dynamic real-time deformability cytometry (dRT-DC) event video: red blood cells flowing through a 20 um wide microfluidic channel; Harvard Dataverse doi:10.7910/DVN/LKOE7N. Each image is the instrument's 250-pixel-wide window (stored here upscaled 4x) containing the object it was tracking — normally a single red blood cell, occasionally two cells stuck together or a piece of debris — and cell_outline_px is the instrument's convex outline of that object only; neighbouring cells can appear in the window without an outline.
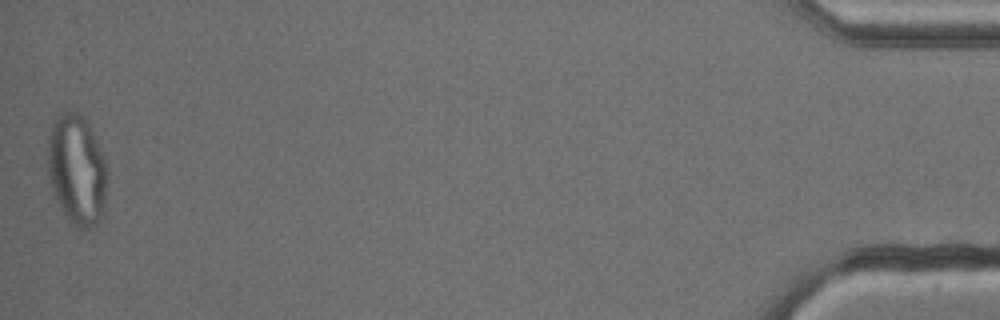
{"species": "common noctule bat (a hibernating species)", "species_latin": "Nyctalus noctula", "temperature_condition": "cold", "stored_images_in_passage": 53, "camera_frame_rate_fps": 3000, "um_per_image_px": 0.085, "animal": {"sex": "male", "body_mass_g": 13.3}, "frame": {"image": 1, "passage_image": 53, "time_ms": 17.333, "image_size_px": [1000, 320], "cell_outline_px": [[104, 212], [100, 220], [92, 228], [80, 228], [72, 224], [68, 220], [60, 208], [56, 200], [52, 188], [48, 172], [48, 140], [52, 128], [60, 112], [76, 112], [84, 116], [104, 156]], "centroid_in_image_um": [6.51, 14.46], "position_along_channel_um": 428.7, "area_um2": 37.51}}